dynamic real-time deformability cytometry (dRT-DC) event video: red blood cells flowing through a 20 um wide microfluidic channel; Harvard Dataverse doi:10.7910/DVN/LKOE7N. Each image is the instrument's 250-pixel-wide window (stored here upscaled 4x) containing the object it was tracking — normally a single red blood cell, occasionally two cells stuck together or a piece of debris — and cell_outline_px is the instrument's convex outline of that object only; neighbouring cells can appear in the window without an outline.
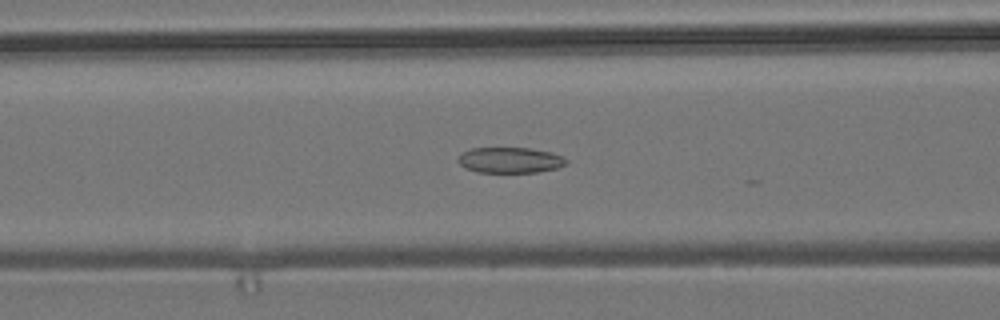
{"species": "common noctule bat (a hibernating species)", "species_latin": "Nyctalus noctula", "temperature_condition": "room temperature", "stored_images_in_passage": 27, "camera_frame_rate_fps": 3000, "um_per_image_px": 0.085, "animal": {"sex": "male", "body_mass_g": 19.2, "forearm_length_mm": 51.8}, "frame": {"image": 1, "passage_image": 22, "time_ms": 7.0, "image_size_px": [1000, 320], "cell_outline_px": [[568, 164], [556, 168], [540, 172], [476, 172], [464, 168], [456, 160], [464, 152], [472, 148], [532, 148], [552, 152], [568, 160]], "centroid_in_image_um": [43.37, 13.61], "position_along_channel_um": 123.2, "area_um2": 16.24}}
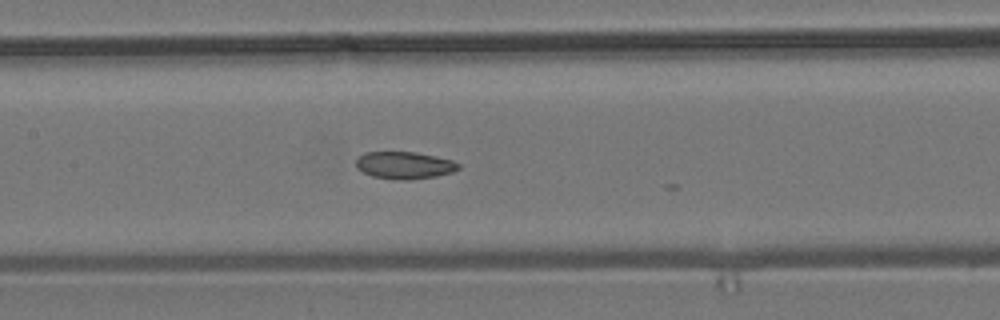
{"frame": {"image": 2, "passage_image": 26, "time_ms": 8.333, "image_size_px": [1000, 320], "cell_outline_px": [[460, 168], [452, 172], [436, 176], [412, 180], [404, 180], [372, 176], [356, 168], [356, 160], [364, 152], [416, 152], [436, 156], [452, 160], [460, 164]], "centroid_in_image_um": [34.39, 14.04], "position_along_channel_um": 173.0, "area_um2": 16.24}}